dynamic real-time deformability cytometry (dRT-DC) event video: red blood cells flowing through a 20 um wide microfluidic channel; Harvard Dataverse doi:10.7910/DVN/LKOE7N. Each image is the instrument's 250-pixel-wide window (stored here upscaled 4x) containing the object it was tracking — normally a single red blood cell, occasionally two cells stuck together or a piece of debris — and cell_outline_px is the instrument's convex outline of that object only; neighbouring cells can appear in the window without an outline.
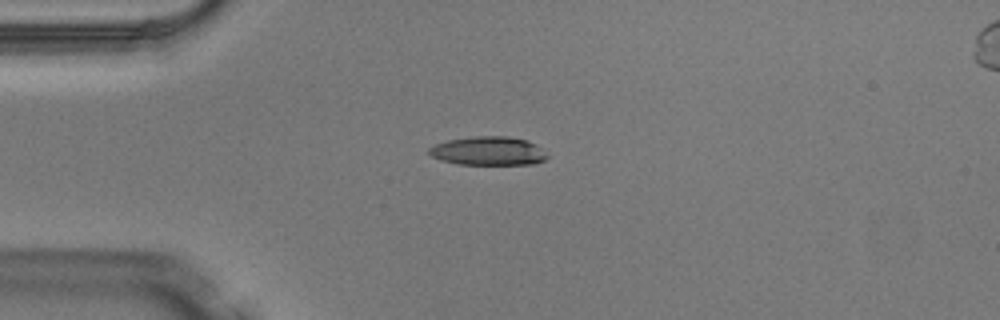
{"species": "Egyptian fruit bat (a non-hibernating species)", "species_latin": "Rousettus aegyptiacus", "temperature_condition": "warm", "stored_images_in_passage": 1, "camera_frame_rate_fps": 3000, "um_per_image_px": 0.085, "animal": {"sex": "male"}, "frame": {"image": 1, "passage_image": 1, "time_ms": 0.0, "image_size_px": [1000, 320], "cell_outline_px": [[548, 156], [544, 160], [536, 164], [456, 164], [440, 160], [432, 156], [428, 152], [428, 148], [436, 144], [448, 140], [476, 136], [508, 136], [528, 140], [536, 144]], "centroid_in_image_um": [41.51, 12.83], "position_along_channel_um": 43.5, "area_um2": 19.77}}